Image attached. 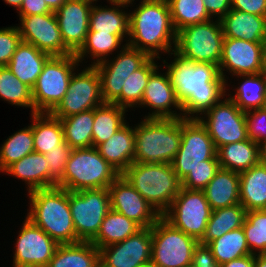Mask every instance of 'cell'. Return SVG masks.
Masks as SVG:
<instances>
[{
  "label": "cell",
  "instance_id": "f546056e",
  "mask_svg": "<svg viewBox=\"0 0 266 267\" xmlns=\"http://www.w3.org/2000/svg\"><path fill=\"white\" fill-rule=\"evenodd\" d=\"M239 173L220 168L213 179L203 189L212 209L229 207L240 203Z\"/></svg>",
  "mask_w": 266,
  "mask_h": 267
},
{
  "label": "cell",
  "instance_id": "6f0895ef",
  "mask_svg": "<svg viewBox=\"0 0 266 267\" xmlns=\"http://www.w3.org/2000/svg\"><path fill=\"white\" fill-rule=\"evenodd\" d=\"M255 267H266V254L255 255Z\"/></svg>",
  "mask_w": 266,
  "mask_h": 267
},
{
  "label": "cell",
  "instance_id": "836d02e7",
  "mask_svg": "<svg viewBox=\"0 0 266 267\" xmlns=\"http://www.w3.org/2000/svg\"><path fill=\"white\" fill-rule=\"evenodd\" d=\"M46 267H100L99 249L91 242L59 244Z\"/></svg>",
  "mask_w": 266,
  "mask_h": 267
},
{
  "label": "cell",
  "instance_id": "1f68e13d",
  "mask_svg": "<svg viewBox=\"0 0 266 267\" xmlns=\"http://www.w3.org/2000/svg\"><path fill=\"white\" fill-rule=\"evenodd\" d=\"M220 168L241 173L260 162L259 144L251 139L230 143L217 149Z\"/></svg>",
  "mask_w": 266,
  "mask_h": 267
},
{
  "label": "cell",
  "instance_id": "9c48e42d",
  "mask_svg": "<svg viewBox=\"0 0 266 267\" xmlns=\"http://www.w3.org/2000/svg\"><path fill=\"white\" fill-rule=\"evenodd\" d=\"M152 258L156 267H185L191 264L198 241L175 228L163 216L151 227Z\"/></svg>",
  "mask_w": 266,
  "mask_h": 267
},
{
  "label": "cell",
  "instance_id": "c3c4849f",
  "mask_svg": "<svg viewBox=\"0 0 266 267\" xmlns=\"http://www.w3.org/2000/svg\"><path fill=\"white\" fill-rule=\"evenodd\" d=\"M248 138L261 144L266 140V107L245 111Z\"/></svg>",
  "mask_w": 266,
  "mask_h": 267
},
{
  "label": "cell",
  "instance_id": "91938a15",
  "mask_svg": "<svg viewBox=\"0 0 266 267\" xmlns=\"http://www.w3.org/2000/svg\"><path fill=\"white\" fill-rule=\"evenodd\" d=\"M107 3L109 2H112V3H122V4H126V5H129V4H132V3H135L136 1L138 0H106Z\"/></svg>",
  "mask_w": 266,
  "mask_h": 267
},
{
  "label": "cell",
  "instance_id": "680465c9",
  "mask_svg": "<svg viewBox=\"0 0 266 267\" xmlns=\"http://www.w3.org/2000/svg\"><path fill=\"white\" fill-rule=\"evenodd\" d=\"M4 3H6V5H9L11 7H13L14 10H16L17 12L20 10L21 4L23 2V0H3Z\"/></svg>",
  "mask_w": 266,
  "mask_h": 267
},
{
  "label": "cell",
  "instance_id": "3957f363",
  "mask_svg": "<svg viewBox=\"0 0 266 267\" xmlns=\"http://www.w3.org/2000/svg\"><path fill=\"white\" fill-rule=\"evenodd\" d=\"M27 195V196H26ZM29 200L26 218L58 244L78 242L69 206V191L55 186L25 194ZM27 214V215H26Z\"/></svg>",
  "mask_w": 266,
  "mask_h": 267
},
{
  "label": "cell",
  "instance_id": "03108f58",
  "mask_svg": "<svg viewBox=\"0 0 266 267\" xmlns=\"http://www.w3.org/2000/svg\"><path fill=\"white\" fill-rule=\"evenodd\" d=\"M185 267H195V266H193L192 264H190V265H187V266H185Z\"/></svg>",
  "mask_w": 266,
  "mask_h": 267
},
{
  "label": "cell",
  "instance_id": "484cf974",
  "mask_svg": "<svg viewBox=\"0 0 266 267\" xmlns=\"http://www.w3.org/2000/svg\"><path fill=\"white\" fill-rule=\"evenodd\" d=\"M128 38L129 35L89 31L84 44L75 53V56L81 66L83 64L86 66L88 59L89 61L91 60L89 66H95L119 52L127 44Z\"/></svg>",
  "mask_w": 266,
  "mask_h": 267
},
{
  "label": "cell",
  "instance_id": "4dcf8cb0",
  "mask_svg": "<svg viewBox=\"0 0 266 267\" xmlns=\"http://www.w3.org/2000/svg\"><path fill=\"white\" fill-rule=\"evenodd\" d=\"M240 204L246 212L266 209V165L260 162L239 173Z\"/></svg>",
  "mask_w": 266,
  "mask_h": 267
},
{
  "label": "cell",
  "instance_id": "94428289",
  "mask_svg": "<svg viewBox=\"0 0 266 267\" xmlns=\"http://www.w3.org/2000/svg\"><path fill=\"white\" fill-rule=\"evenodd\" d=\"M263 73L266 75V43H265V49H264V69Z\"/></svg>",
  "mask_w": 266,
  "mask_h": 267
},
{
  "label": "cell",
  "instance_id": "2e32d148",
  "mask_svg": "<svg viewBox=\"0 0 266 267\" xmlns=\"http://www.w3.org/2000/svg\"><path fill=\"white\" fill-rule=\"evenodd\" d=\"M22 222L13 247L12 267H46L55 254L59 244L28 218Z\"/></svg>",
  "mask_w": 266,
  "mask_h": 267
},
{
  "label": "cell",
  "instance_id": "f35d334b",
  "mask_svg": "<svg viewBox=\"0 0 266 267\" xmlns=\"http://www.w3.org/2000/svg\"><path fill=\"white\" fill-rule=\"evenodd\" d=\"M60 122L63 127L64 141L72 149L92 147L94 109L61 118Z\"/></svg>",
  "mask_w": 266,
  "mask_h": 267
},
{
  "label": "cell",
  "instance_id": "b9f144b4",
  "mask_svg": "<svg viewBox=\"0 0 266 267\" xmlns=\"http://www.w3.org/2000/svg\"><path fill=\"white\" fill-rule=\"evenodd\" d=\"M208 247L220 265L251 254L243 227L225 233L220 238L211 241Z\"/></svg>",
  "mask_w": 266,
  "mask_h": 267
},
{
  "label": "cell",
  "instance_id": "7bdbcfd3",
  "mask_svg": "<svg viewBox=\"0 0 266 267\" xmlns=\"http://www.w3.org/2000/svg\"><path fill=\"white\" fill-rule=\"evenodd\" d=\"M176 32L184 27L211 20L204 0H167Z\"/></svg>",
  "mask_w": 266,
  "mask_h": 267
},
{
  "label": "cell",
  "instance_id": "bcb514c9",
  "mask_svg": "<svg viewBox=\"0 0 266 267\" xmlns=\"http://www.w3.org/2000/svg\"><path fill=\"white\" fill-rule=\"evenodd\" d=\"M72 148L63 141L57 149L44 154L46 162L50 166V187H55L63 179L66 164L69 160Z\"/></svg>",
  "mask_w": 266,
  "mask_h": 267
},
{
  "label": "cell",
  "instance_id": "83f0119b",
  "mask_svg": "<svg viewBox=\"0 0 266 267\" xmlns=\"http://www.w3.org/2000/svg\"><path fill=\"white\" fill-rule=\"evenodd\" d=\"M128 5L112 3L103 5L93 3L89 14V31L110 33L115 35H129Z\"/></svg>",
  "mask_w": 266,
  "mask_h": 267
},
{
  "label": "cell",
  "instance_id": "603a6c76",
  "mask_svg": "<svg viewBox=\"0 0 266 267\" xmlns=\"http://www.w3.org/2000/svg\"><path fill=\"white\" fill-rule=\"evenodd\" d=\"M233 78L234 82L235 80L239 81L236 83L237 85L232 82ZM231 84L233 85L232 87L230 86ZM226 95L241 111L264 108L266 104V75L262 72L259 74L233 76L231 81L229 80L226 83Z\"/></svg>",
  "mask_w": 266,
  "mask_h": 267
},
{
  "label": "cell",
  "instance_id": "8d00e7d4",
  "mask_svg": "<svg viewBox=\"0 0 266 267\" xmlns=\"http://www.w3.org/2000/svg\"><path fill=\"white\" fill-rule=\"evenodd\" d=\"M159 60V58L150 57L139 69L132 72L126 80L125 90H122L121 96L114 104L135 113L134 109H138L141 104L150 75L160 66L157 62Z\"/></svg>",
  "mask_w": 266,
  "mask_h": 267
},
{
  "label": "cell",
  "instance_id": "ba28073f",
  "mask_svg": "<svg viewBox=\"0 0 266 267\" xmlns=\"http://www.w3.org/2000/svg\"><path fill=\"white\" fill-rule=\"evenodd\" d=\"M223 40L221 20L211 19L179 30L174 52L193 63L219 66Z\"/></svg>",
  "mask_w": 266,
  "mask_h": 267
},
{
  "label": "cell",
  "instance_id": "f907efd6",
  "mask_svg": "<svg viewBox=\"0 0 266 267\" xmlns=\"http://www.w3.org/2000/svg\"><path fill=\"white\" fill-rule=\"evenodd\" d=\"M231 9L266 17V0H231Z\"/></svg>",
  "mask_w": 266,
  "mask_h": 267
},
{
  "label": "cell",
  "instance_id": "816d5d0a",
  "mask_svg": "<svg viewBox=\"0 0 266 267\" xmlns=\"http://www.w3.org/2000/svg\"><path fill=\"white\" fill-rule=\"evenodd\" d=\"M209 16L221 20L231 10V0H204Z\"/></svg>",
  "mask_w": 266,
  "mask_h": 267
},
{
  "label": "cell",
  "instance_id": "6125c7cd",
  "mask_svg": "<svg viewBox=\"0 0 266 267\" xmlns=\"http://www.w3.org/2000/svg\"><path fill=\"white\" fill-rule=\"evenodd\" d=\"M85 1H89V2H91V3H99V1L98 0H85Z\"/></svg>",
  "mask_w": 266,
  "mask_h": 267
},
{
  "label": "cell",
  "instance_id": "e575fe53",
  "mask_svg": "<svg viewBox=\"0 0 266 267\" xmlns=\"http://www.w3.org/2000/svg\"><path fill=\"white\" fill-rule=\"evenodd\" d=\"M30 115L35 152L46 154L48 151L57 149V146L64 141L60 119L50 113H34Z\"/></svg>",
  "mask_w": 266,
  "mask_h": 267
},
{
  "label": "cell",
  "instance_id": "9a60e30c",
  "mask_svg": "<svg viewBox=\"0 0 266 267\" xmlns=\"http://www.w3.org/2000/svg\"><path fill=\"white\" fill-rule=\"evenodd\" d=\"M112 57L95 65L100 77L104 103H114L121 96L122 90H125L126 80L130 74L150 58L144 51L128 44Z\"/></svg>",
  "mask_w": 266,
  "mask_h": 267
},
{
  "label": "cell",
  "instance_id": "db71d44e",
  "mask_svg": "<svg viewBox=\"0 0 266 267\" xmlns=\"http://www.w3.org/2000/svg\"><path fill=\"white\" fill-rule=\"evenodd\" d=\"M221 267H255V255H246L221 265Z\"/></svg>",
  "mask_w": 266,
  "mask_h": 267
},
{
  "label": "cell",
  "instance_id": "d6a6232c",
  "mask_svg": "<svg viewBox=\"0 0 266 267\" xmlns=\"http://www.w3.org/2000/svg\"><path fill=\"white\" fill-rule=\"evenodd\" d=\"M129 112L114 103H103L94 108L92 146L97 147L109 140L126 122Z\"/></svg>",
  "mask_w": 266,
  "mask_h": 267
},
{
  "label": "cell",
  "instance_id": "e7e4bbea",
  "mask_svg": "<svg viewBox=\"0 0 266 267\" xmlns=\"http://www.w3.org/2000/svg\"><path fill=\"white\" fill-rule=\"evenodd\" d=\"M23 267H43V266H23Z\"/></svg>",
  "mask_w": 266,
  "mask_h": 267
},
{
  "label": "cell",
  "instance_id": "d6986e66",
  "mask_svg": "<svg viewBox=\"0 0 266 267\" xmlns=\"http://www.w3.org/2000/svg\"><path fill=\"white\" fill-rule=\"evenodd\" d=\"M17 25L23 42L34 45L51 56L73 54L65 45L54 12L18 16Z\"/></svg>",
  "mask_w": 266,
  "mask_h": 267
},
{
  "label": "cell",
  "instance_id": "ffe728a7",
  "mask_svg": "<svg viewBox=\"0 0 266 267\" xmlns=\"http://www.w3.org/2000/svg\"><path fill=\"white\" fill-rule=\"evenodd\" d=\"M139 107L149 110L147 114L141 115L143 118H184L181 103L161 64L150 75Z\"/></svg>",
  "mask_w": 266,
  "mask_h": 267
},
{
  "label": "cell",
  "instance_id": "ac0fdd59",
  "mask_svg": "<svg viewBox=\"0 0 266 267\" xmlns=\"http://www.w3.org/2000/svg\"><path fill=\"white\" fill-rule=\"evenodd\" d=\"M152 230L141 228L124 241L99 249L100 267H144L151 263Z\"/></svg>",
  "mask_w": 266,
  "mask_h": 267
},
{
  "label": "cell",
  "instance_id": "e0dca14e",
  "mask_svg": "<svg viewBox=\"0 0 266 267\" xmlns=\"http://www.w3.org/2000/svg\"><path fill=\"white\" fill-rule=\"evenodd\" d=\"M265 43L224 38L218 68L226 83L230 76L263 72Z\"/></svg>",
  "mask_w": 266,
  "mask_h": 267
},
{
  "label": "cell",
  "instance_id": "9f6ffc18",
  "mask_svg": "<svg viewBox=\"0 0 266 267\" xmlns=\"http://www.w3.org/2000/svg\"><path fill=\"white\" fill-rule=\"evenodd\" d=\"M260 163L266 165V140L259 144Z\"/></svg>",
  "mask_w": 266,
  "mask_h": 267
},
{
  "label": "cell",
  "instance_id": "681fc988",
  "mask_svg": "<svg viewBox=\"0 0 266 267\" xmlns=\"http://www.w3.org/2000/svg\"><path fill=\"white\" fill-rule=\"evenodd\" d=\"M191 264L195 267H221L208 245L200 243L194 248Z\"/></svg>",
  "mask_w": 266,
  "mask_h": 267
},
{
  "label": "cell",
  "instance_id": "8fae6325",
  "mask_svg": "<svg viewBox=\"0 0 266 267\" xmlns=\"http://www.w3.org/2000/svg\"><path fill=\"white\" fill-rule=\"evenodd\" d=\"M212 209L203 190L181 188L170 208L162 215L175 228L200 242Z\"/></svg>",
  "mask_w": 266,
  "mask_h": 267
},
{
  "label": "cell",
  "instance_id": "30bf717a",
  "mask_svg": "<svg viewBox=\"0 0 266 267\" xmlns=\"http://www.w3.org/2000/svg\"><path fill=\"white\" fill-rule=\"evenodd\" d=\"M69 206L78 242H91L111 209L107 188L69 191Z\"/></svg>",
  "mask_w": 266,
  "mask_h": 267
},
{
  "label": "cell",
  "instance_id": "f5cc1de1",
  "mask_svg": "<svg viewBox=\"0 0 266 267\" xmlns=\"http://www.w3.org/2000/svg\"><path fill=\"white\" fill-rule=\"evenodd\" d=\"M44 0H23L18 16H31L37 14L51 13Z\"/></svg>",
  "mask_w": 266,
  "mask_h": 267
},
{
  "label": "cell",
  "instance_id": "74e56055",
  "mask_svg": "<svg viewBox=\"0 0 266 267\" xmlns=\"http://www.w3.org/2000/svg\"><path fill=\"white\" fill-rule=\"evenodd\" d=\"M245 214L246 210L240 203L213 210L207 223L205 235L199 243L208 245L225 233L242 227Z\"/></svg>",
  "mask_w": 266,
  "mask_h": 267
},
{
  "label": "cell",
  "instance_id": "277c9868",
  "mask_svg": "<svg viewBox=\"0 0 266 267\" xmlns=\"http://www.w3.org/2000/svg\"><path fill=\"white\" fill-rule=\"evenodd\" d=\"M134 133V163L171 164L180 147L182 118H141Z\"/></svg>",
  "mask_w": 266,
  "mask_h": 267
},
{
  "label": "cell",
  "instance_id": "11a10c76",
  "mask_svg": "<svg viewBox=\"0 0 266 267\" xmlns=\"http://www.w3.org/2000/svg\"><path fill=\"white\" fill-rule=\"evenodd\" d=\"M44 1L52 12L57 11L66 2V0H44Z\"/></svg>",
  "mask_w": 266,
  "mask_h": 267
},
{
  "label": "cell",
  "instance_id": "4316f807",
  "mask_svg": "<svg viewBox=\"0 0 266 267\" xmlns=\"http://www.w3.org/2000/svg\"><path fill=\"white\" fill-rule=\"evenodd\" d=\"M224 38L266 42V17L231 9L222 19Z\"/></svg>",
  "mask_w": 266,
  "mask_h": 267
},
{
  "label": "cell",
  "instance_id": "ab89813d",
  "mask_svg": "<svg viewBox=\"0 0 266 267\" xmlns=\"http://www.w3.org/2000/svg\"><path fill=\"white\" fill-rule=\"evenodd\" d=\"M35 152L31 124L14 131L0 145V173L13 162L19 161L26 155Z\"/></svg>",
  "mask_w": 266,
  "mask_h": 267
},
{
  "label": "cell",
  "instance_id": "60d3db41",
  "mask_svg": "<svg viewBox=\"0 0 266 267\" xmlns=\"http://www.w3.org/2000/svg\"><path fill=\"white\" fill-rule=\"evenodd\" d=\"M0 99L17 108H29L34 114L32 89L21 82L8 66L0 67Z\"/></svg>",
  "mask_w": 266,
  "mask_h": 267
},
{
  "label": "cell",
  "instance_id": "7c38bea8",
  "mask_svg": "<svg viewBox=\"0 0 266 267\" xmlns=\"http://www.w3.org/2000/svg\"><path fill=\"white\" fill-rule=\"evenodd\" d=\"M204 160H218L217 149L197 118H182L180 147L171 165L182 181Z\"/></svg>",
  "mask_w": 266,
  "mask_h": 267
},
{
  "label": "cell",
  "instance_id": "44dd1931",
  "mask_svg": "<svg viewBox=\"0 0 266 267\" xmlns=\"http://www.w3.org/2000/svg\"><path fill=\"white\" fill-rule=\"evenodd\" d=\"M111 209L133 220L141 228L152 227L161 215L121 174L108 187Z\"/></svg>",
  "mask_w": 266,
  "mask_h": 267
},
{
  "label": "cell",
  "instance_id": "5b68a950",
  "mask_svg": "<svg viewBox=\"0 0 266 267\" xmlns=\"http://www.w3.org/2000/svg\"><path fill=\"white\" fill-rule=\"evenodd\" d=\"M122 175L161 216L182 188L168 163H133Z\"/></svg>",
  "mask_w": 266,
  "mask_h": 267
},
{
  "label": "cell",
  "instance_id": "7dc6e473",
  "mask_svg": "<svg viewBox=\"0 0 266 267\" xmlns=\"http://www.w3.org/2000/svg\"><path fill=\"white\" fill-rule=\"evenodd\" d=\"M21 41L17 24L0 28V67L9 64Z\"/></svg>",
  "mask_w": 266,
  "mask_h": 267
},
{
  "label": "cell",
  "instance_id": "f1b7e54d",
  "mask_svg": "<svg viewBox=\"0 0 266 267\" xmlns=\"http://www.w3.org/2000/svg\"><path fill=\"white\" fill-rule=\"evenodd\" d=\"M50 57L34 45L21 41L7 66L21 82L32 89Z\"/></svg>",
  "mask_w": 266,
  "mask_h": 267
},
{
  "label": "cell",
  "instance_id": "7402d4cb",
  "mask_svg": "<svg viewBox=\"0 0 266 267\" xmlns=\"http://www.w3.org/2000/svg\"><path fill=\"white\" fill-rule=\"evenodd\" d=\"M93 3L85 0H66L55 11L64 45L76 53L89 32V14Z\"/></svg>",
  "mask_w": 266,
  "mask_h": 267
},
{
  "label": "cell",
  "instance_id": "d4e9b609",
  "mask_svg": "<svg viewBox=\"0 0 266 267\" xmlns=\"http://www.w3.org/2000/svg\"><path fill=\"white\" fill-rule=\"evenodd\" d=\"M25 184L26 192L50 188V166L44 154L33 152L13 162L3 172Z\"/></svg>",
  "mask_w": 266,
  "mask_h": 267
},
{
  "label": "cell",
  "instance_id": "5bb4252c",
  "mask_svg": "<svg viewBox=\"0 0 266 267\" xmlns=\"http://www.w3.org/2000/svg\"><path fill=\"white\" fill-rule=\"evenodd\" d=\"M78 67L72 74L68 91L50 112L58 119L96 108L104 103L100 77L95 66Z\"/></svg>",
  "mask_w": 266,
  "mask_h": 267
},
{
  "label": "cell",
  "instance_id": "ee69618b",
  "mask_svg": "<svg viewBox=\"0 0 266 267\" xmlns=\"http://www.w3.org/2000/svg\"><path fill=\"white\" fill-rule=\"evenodd\" d=\"M242 227L251 254H266V209L246 212Z\"/></svg>",
  "mask_w": 266,
  "mask_h": 267
},
{
  "label": "cell",
  "instance_id": "6da1fadb",
  "mask_svg": "<svg viewBox=\"0 0 266 267\" xmlns=\"http://www.w3.org/2000/svg\"><path fill=\"white\" fill-rule=\"evenodd\" d=\"M167 55L160 64L169 75L184 118H198L226 95V81L217 65L193 63L175 52Z\"/></svg>",
  "mask_w": 266,
  "mask_h": 267
},
{
  "label": "cell",
  "instance_id": "8992f818",
  "mask_svg": "<svg viewBox=\"0 0 266 267\" xmlns=\"http://www.w3.org/2000/svg\"><path fill=\"white\" fill-rule=\"evenodd\" d=\"M121 174L115 170L95 147L73 149L63 174L57 184L71 192L107 188Z\"/></svg>",
  "mask_w": 266,
  "mask_h": 267
},
{
  "label": "cell",
  "instance_id": "f6af8a7d",
  "mask_svg": "<svg viewBox=\"0 0 266 267\" xmlns=\"http://www.w3.org/2000/svg\"><path fill=\"white\" fill-rule=\"evenodd\" d=\"M219 169L218 160H204L181 181L182 187L191 190H203Z\"/></svg>",
  "mask_w": 266,
  "mask_h": 267
},
{
  "label": "cell",
  "instance_id": "7a4b0ae2",
  "mask_svg": "<svg viewBox=\"0 0 266 267\" xmlns=\"http://www.w3.org/2000/svg\"><path fill=\"white\" fill-rule=\"evenodd\" d=\"M129 4V38L127 44L150 57L161 58L174 52L177 32L171 20L167 0H140Z\"/></svg>",
  "mask_w": 266,
  "mask_h": 267
},
{
  "label": "cell",
  "instance_id": "d590c367",
  "mask_svg": "<svg viewBox=\"0 0 266 267\" xmlns=\"http://www.w3.org/2000/svg\"><path fill=\"white\" fill-rule=\"evenodd\" d=\"M141 227L123 214L110 209L102 221L97 236L91 241L98 249L116 244L134 235Z\"/></svg>",
  "mask_w": 266,
  "mask_h": 267
},
{
  "label": "cell",
  "instance_id": "cb8c5ba5",
  "mask_svg": "<svg viewBox=\"0 0 266 267\" xmlns=\"http://www.w3.org/2000/svg\"><path fill=\"white\" fill-rule=\"evenodd\" d=\"M134 125L127 121L109 140L99 144V154L120 174L134 163Z\"/></svg>",
  "mask_w": 266,
  "mask_h": 267
},
{
  "label": "cell",
  "instance_id": "52a82bcc",
  "mask_svg": "<svg viewBox=\"0 0 266 267\" xmlns=\"http://www.w3.org/2000/svg\"><path fill=\"white\" fill-rule=\"evenodd\" d=\"M81 66L75 54L51 56L32 88L34 113H50L67 93L74 71Z\"/></svg>",
  "mask_w": 266,
  "mask_h": 267
},
{
  "label": "cell",
  "instance_id": "be15d7a7",
  "mask_svg": "<svg viewBox=\"0 0 266 267\" xmlns=\"http://www.w3.org/2000/svg\"><path fill=\"white\" fill-rule=\"evenodd\" d=\"M144 267H156V266H154V265H152V264L150 263V264H148V265H146V266H144Z\"/></svg>",
  "mask_w": 266,
  "mask_h": 267
},
{
  "label": "cell",
  "instance_id": "4fadbf2b",
  "mask_svg": "<svg viewBox=\"0 0 266 267\" xmlns=\"http://www.w3.org/2000/svg\"><path fill=\"white\" fill-rule=\"evenodd\" d=\"M197 119L206 128L216 149L248 139L245 112L227 95Z\"/></svg>",
  "mask_w": 266,
  "mask_h": 267
}]
</instances>
